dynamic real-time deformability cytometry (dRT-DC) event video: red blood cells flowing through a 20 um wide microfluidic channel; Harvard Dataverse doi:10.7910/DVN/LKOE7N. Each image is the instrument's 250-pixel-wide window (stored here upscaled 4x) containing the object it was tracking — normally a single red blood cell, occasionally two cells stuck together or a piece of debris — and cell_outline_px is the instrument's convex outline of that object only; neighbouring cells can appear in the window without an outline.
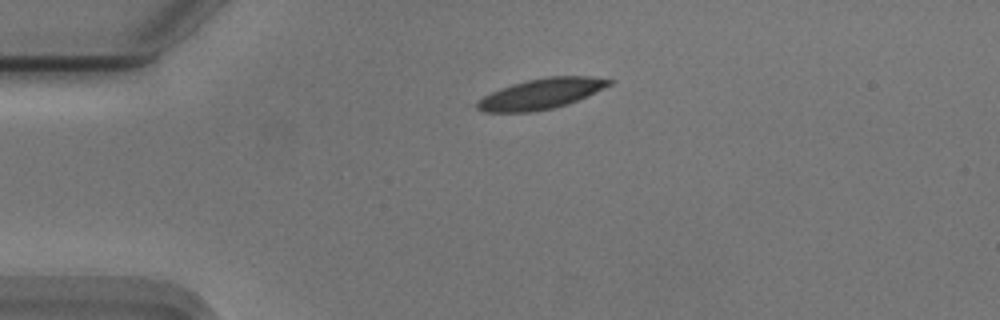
{"species": "Egyptian fruit bat (a non-hibernating species)", "species_latin": "Rousettus aegyptiacus", "temperature_condition": "cold", "stored_images_in_passage": 43, "camera_frame_rate_fps": 3000, "um_per_image_px": 0.085, "animal": {"sex": "male"}, "frame": {"image": 1, "passage_image": 1, "time_ms": 0.0, "image_size_px": [1000, 320], "cell_outline_px": [[616, 80], [612, 84], [568, 104], [552, 108], [532, 112], [484, 112], [476, 108], [476, 104], [484, 96], [500, 88], [512, 84], [528, 80], [548, 76], [592, 76]], "centroid_in_image_um": [46.02, 7.96], "position_along_channel_um": 39.0, "area_um2": 23.29}}
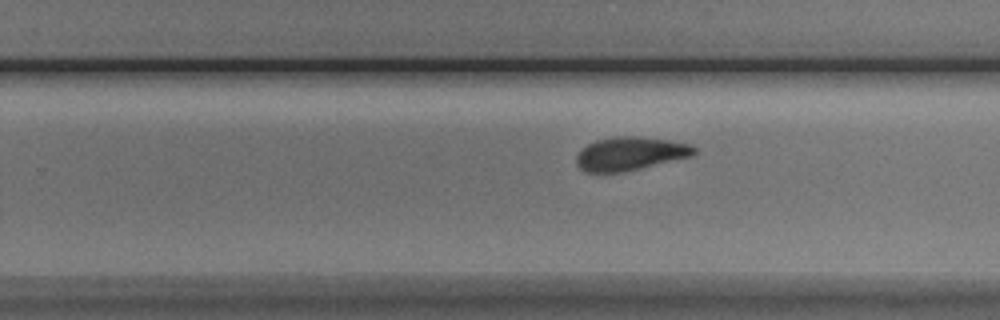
{"frame": {"image": 2, "passage_image": 23, "time_ms": 7.333, "image_size_px": [1000, 320], "cell_outline_px": [[696, 152], [692, 156], [640, 168], [620, 172], [584, 172], [576, 164], [576, 156], [580, 148], [596, 140], [616, 136], [640, 136], [668, 140], [692, 144], [696, 148]], "centroid_in_image_um": [53.54, 13.05], "position_along_channel_um": 276.3, "area_um2": 23.0}}
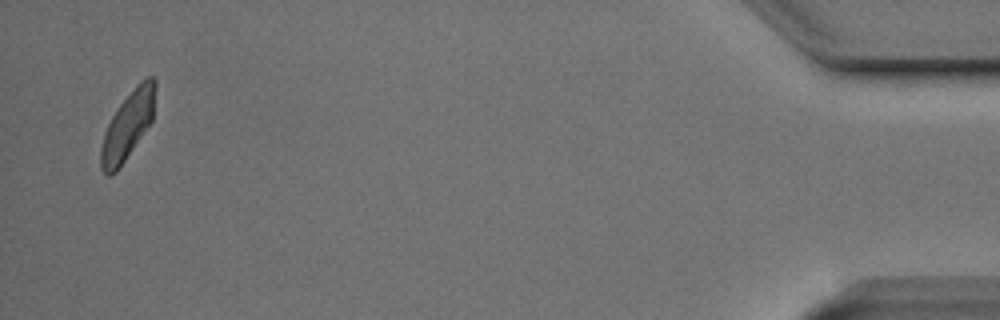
{"frame": {"image": 3, "passage_image": 42, "time_ms": 13.667, "image_size_px": [1000, 320], "cell_outline_px": [[156, 88], [152, 120], [116, 172], [112, 176], [108, 176], [100, 168], [100, 152], [104, 132], [112, 116], [120, 104], [136, 84], [140, 80], [148, 76], [152, 76], [156, 80]], "centroid_in_image_um": [10.85, 10.64], "position_along_channel_um": 424.3, "area_um2": 21.21}, "authors_computed_cell_mechanics": {"area_um2": 23.2934, "velocity_mm_per_s": 3.6985, "shape_relaxation_time_tau1_ms": 2.5269, "shape_relaxation_time_tau2_ms": 5.3092, "deformation_change_tau1": 0.1216, "deformation_change_tau2": 0.0945}}